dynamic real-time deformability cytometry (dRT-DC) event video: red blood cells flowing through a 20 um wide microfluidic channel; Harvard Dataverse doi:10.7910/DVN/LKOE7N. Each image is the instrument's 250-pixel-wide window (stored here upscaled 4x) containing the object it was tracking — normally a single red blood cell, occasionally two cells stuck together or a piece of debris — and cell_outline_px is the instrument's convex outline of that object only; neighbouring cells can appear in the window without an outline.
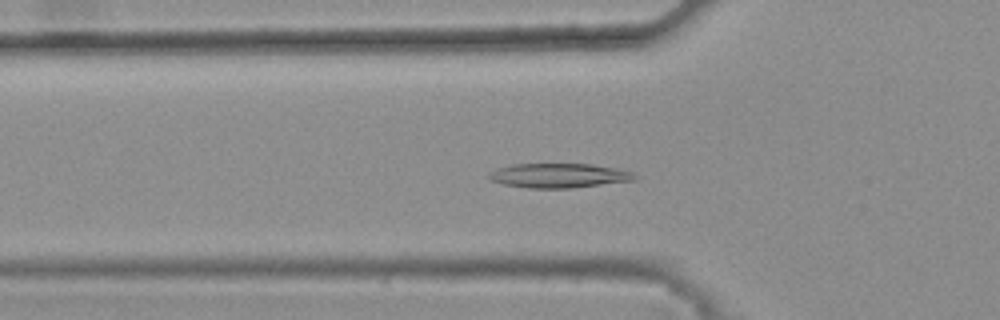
{"species": "common noctule bat (a hibernating species)", "species_latin": "Nyctalus noctula", "temperature_condition": "warm", "stored_images_in_passage": 44, "camera_frame_rate_fps": 3000, "um_per_image_px": 0.085, "animal": {"sex": "female", "body_mass_g": 25.1}, "frame": {"image": 1, "passage_image": 17, "time_ms": 5.333, "image_size_px": [1000, 320], "cell_outline_px": [[636, 180], [572, 188], [528, 188], [504, 184], [488, 180], [484, 176], [488, 172], [512, 164], [592, 164], [616, 168], [632, 172], [636, 176]], "centroid_in_image_um": [47.46, 14.92], "position_along_channel_um": 78.3, "area_um2": 20.87}}
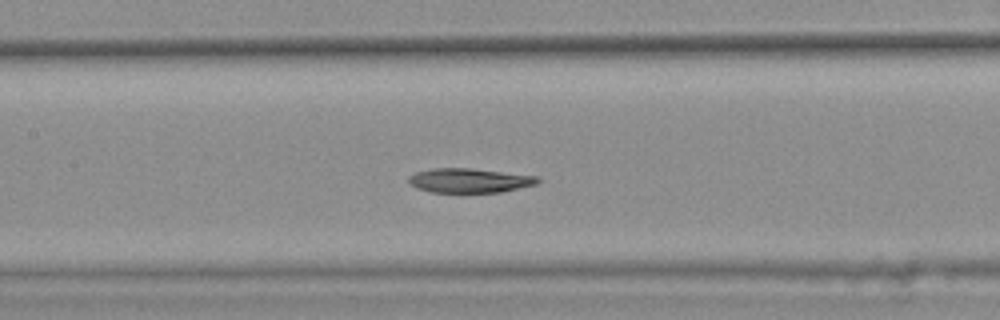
{"frame": {"image": 2, "passage_image": 24, "time_ms": 7.667, "image_size_px": [1000, 320], "cell_outline_px": [[540, 180], [536, 184], [500, 192], [432, 192], [416, 188], [408, 180], [408, 176], [416, 172], [432, 168], [472, 168], [540, 176]], "centroid_in_image_um": [39.92, 15.33], "position_along_channel_um": 167.5, "area_um2": 18.32}}
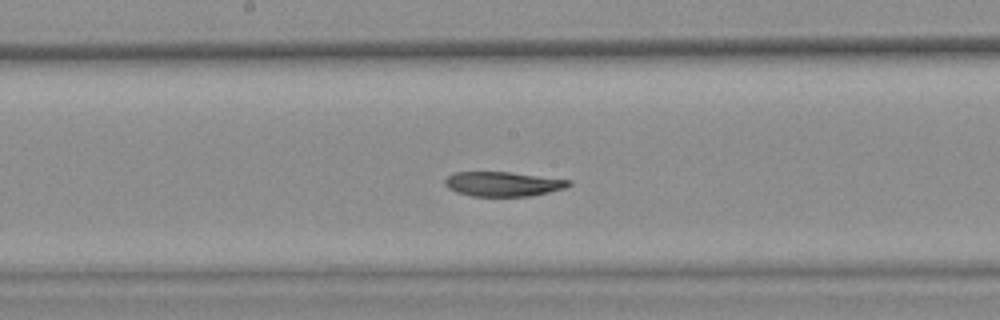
{"frame": {"image": 3, "passage_image": 27, "time_ms": 8.667, "image_size_px": [1000, 320], "cell_outline_px": [[572, 184], [564, 188], [532, 196], [472, 196], [456, 192], [448, 188], [444, 184], [444, 180], [452, 172], [508, 172], [572, 180]], "centroid_in_image_um": [42.73, 15.64], "position_along_channel_um": 205.5, "area_um2": 17.74}, "authors_computed_cell_mechanics": {"area_um2": 19.363, "velocity_mm_per_s": 3.8213, "shape_relaxation_time_tau1_ms": 6.2556, "shape_relaxation_time_tau2_ms": 4.2915, "deformation_change_tau1": 0.1477, "deformation_change_tau2": 0.0798}}